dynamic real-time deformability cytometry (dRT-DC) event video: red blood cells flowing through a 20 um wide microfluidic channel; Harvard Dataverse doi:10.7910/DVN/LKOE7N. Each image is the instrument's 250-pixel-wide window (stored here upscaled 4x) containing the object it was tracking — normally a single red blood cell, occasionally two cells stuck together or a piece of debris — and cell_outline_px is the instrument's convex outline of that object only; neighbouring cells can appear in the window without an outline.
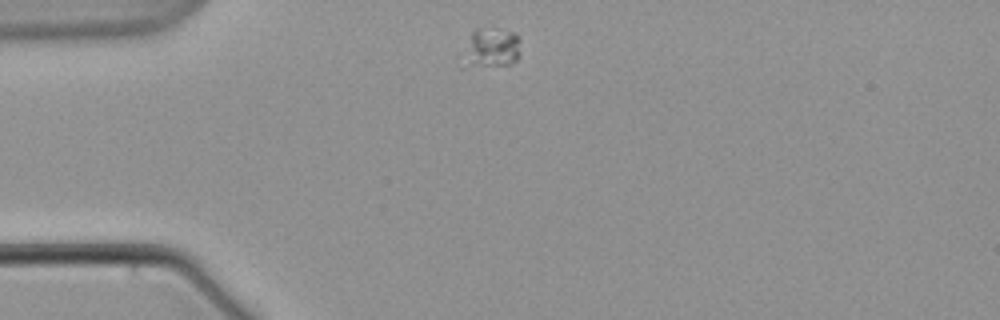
{"species": "common noctule bat (a hibernating species)", "species_latin": "Nyctalus noctula", "temperature_condition": "warm", "stored_images_in_passage": 3, "camera_frame_rate_fps": 3000, "um_per_image_px": 0.085, "animal": {"sex": "male", "body_mass_g": 21.5, "forearm_length_mm": 52.0}, "frame": {"image": 1, "passage_image": 1, "time_ms": 0.0, "image_size_px": [1000, 320], "cell_outline_px": [[520, 56], [512, 64], [464, 68], [460, 68], [472, 32], [476, 28], [496, 28], [512, 32], [520, 36]], "centroid_in_image_um": [41.78, 4.1], "position_along_channel_um": 43.2, "area_um2": 13.64}}
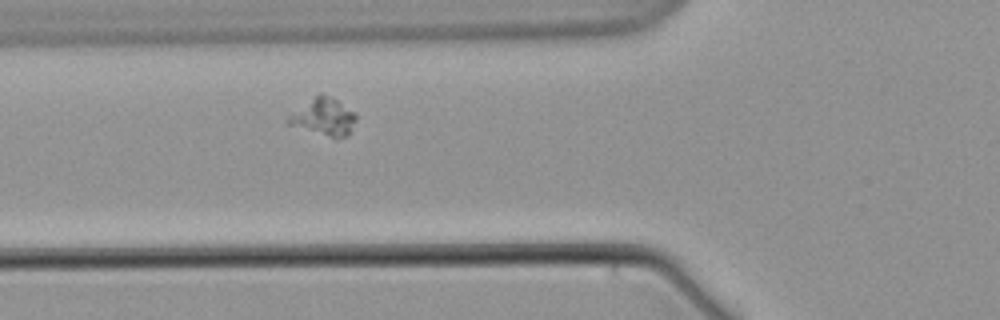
{"frame": {"image": 2, "passage_image": 3, "time_ms": 2.667, "image_size_px": [1000, 320], "cell_outline_px": [[356, 120], [348, 136], [332, 136], [288, 124], [284, 120], [288, 116], [320, 92], [336, 100], [356, 112]], "centroid_in_image_um": [27.54, 9.91], "position_along_channel_um": 98.3, "area_um2": 14.1}}